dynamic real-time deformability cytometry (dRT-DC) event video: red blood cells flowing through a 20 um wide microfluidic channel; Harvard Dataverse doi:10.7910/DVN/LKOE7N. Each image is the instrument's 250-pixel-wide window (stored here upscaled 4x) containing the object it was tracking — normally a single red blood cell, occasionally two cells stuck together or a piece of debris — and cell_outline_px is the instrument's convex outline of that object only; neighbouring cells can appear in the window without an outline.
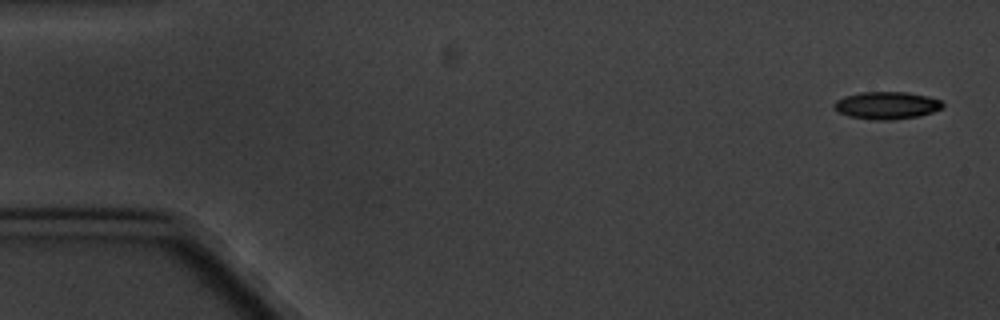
{"species": "common noctule bat (a hibernating species)", "species_latin": "Nyctalus noctula", "temperature_condition": "cold", "stored_images_in_passage": 4, "camera_frame_rate_fps": 3000, "um_per_image_px": 0.085, "animal": {"sex": "male", "body_mass_g": 20.1, "forearm_length_mm": 53.5}, "frame": {"image": 1, "passage_image": 1, "time_ms": 0.0, "image_size_px": [1000, 320], "cell_outline_px": [[944, 104], [940, 108], [932, 112], [920, 116], [892, 120], [872, 120], [848, 116], [836, 112], [832, 108], [832, 104], [836, 100], [844, 96], [860, 92], [908, 92], [928, 96], [940, 100]], "centroid_in_image_um": [75.31, 8.96], "position_along_channel_um": 9.7, "area_um2": 17.63}}